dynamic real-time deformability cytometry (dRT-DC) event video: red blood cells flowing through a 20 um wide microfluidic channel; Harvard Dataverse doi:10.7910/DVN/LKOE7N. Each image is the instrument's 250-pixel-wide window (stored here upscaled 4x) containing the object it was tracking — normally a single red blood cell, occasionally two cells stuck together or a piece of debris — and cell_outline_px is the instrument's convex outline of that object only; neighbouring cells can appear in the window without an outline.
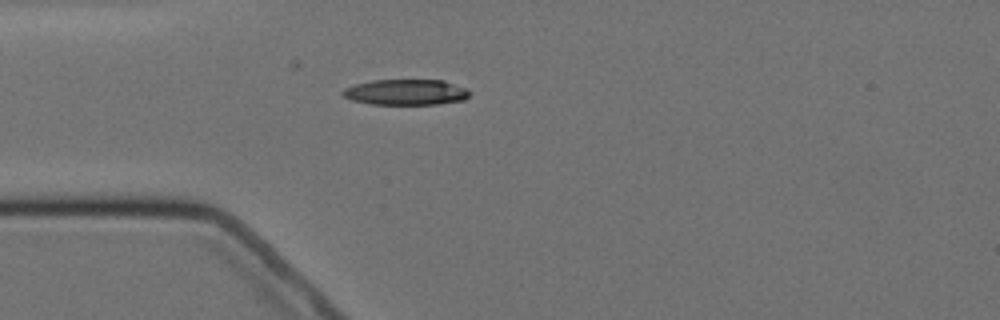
{"species": "Egyptian fruit bat (a non-hibernating species)", "species_latin": "Rousettus aegyptiacus", "temperature_condition": "cold", "stored_images_in_passage": 1, "camera_frame_rate_fps": 3000, "um_per_image_px": 0.085, "animal": {"sex": "female"}, "frame": {"image": 1, "passage_image": 1, "time_ms": 0.0, "image_size_px": [1000, 320], "cell_outline_px": [[472, 92], [464, 100], [436, 104], [372, 104], [352, 100], [344, 96], [340, 92], [344, 88], [356, 84], [372, 80], [444, 80], [468, 88]], "centroid_in_image_um": [34.54, 7.83], "position_along_channel_um": 50.5, "area_um2": 19.07}}